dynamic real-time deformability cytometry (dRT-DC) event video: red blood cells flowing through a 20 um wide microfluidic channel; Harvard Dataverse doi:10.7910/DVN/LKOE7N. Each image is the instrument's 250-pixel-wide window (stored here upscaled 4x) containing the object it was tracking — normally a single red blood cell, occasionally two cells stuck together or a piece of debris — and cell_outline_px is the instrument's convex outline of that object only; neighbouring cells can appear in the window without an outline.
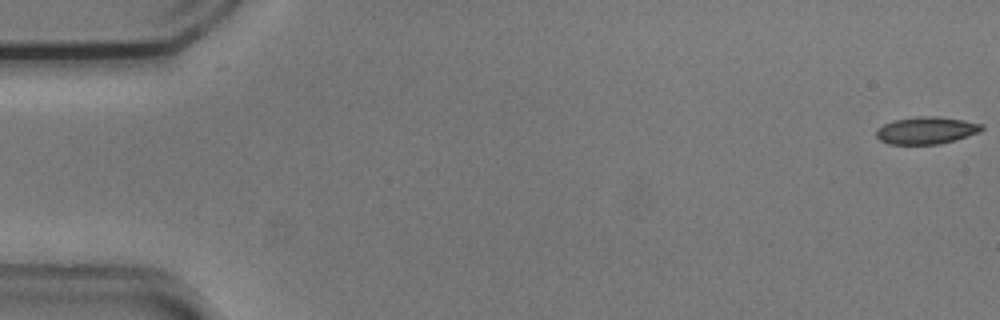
{"species": "common noctule bat (a hibernating species)", "species_latin": "Nyctalus noctula", "temperature_condition": "cold", "stored_images_in_passage": 5, "camera_frame_rate_fps": 3000, "um_per_image_px": 0.085, "animal": {"sex": "male", "body_mass_g": 20.5, "forearm_length_mm": 52.5}, "frame": {"image": 1, "passage_image": 1, "time_ms": 0.0, "image_size_px": [1000, 320], "cell_outline_px": [[984, 128], [980, 132], [956, 140], [940, 144], [888, 144], [880, 140], [876, 136], [876, 128], [884, 124], [896, 120], [916, 116], [936, 116], [964, 120], [984, 124]], "centroid_in_image_um": [78.76, 11.08], "position_along_channel_um": 6.2, "area_um2": 16.88}}